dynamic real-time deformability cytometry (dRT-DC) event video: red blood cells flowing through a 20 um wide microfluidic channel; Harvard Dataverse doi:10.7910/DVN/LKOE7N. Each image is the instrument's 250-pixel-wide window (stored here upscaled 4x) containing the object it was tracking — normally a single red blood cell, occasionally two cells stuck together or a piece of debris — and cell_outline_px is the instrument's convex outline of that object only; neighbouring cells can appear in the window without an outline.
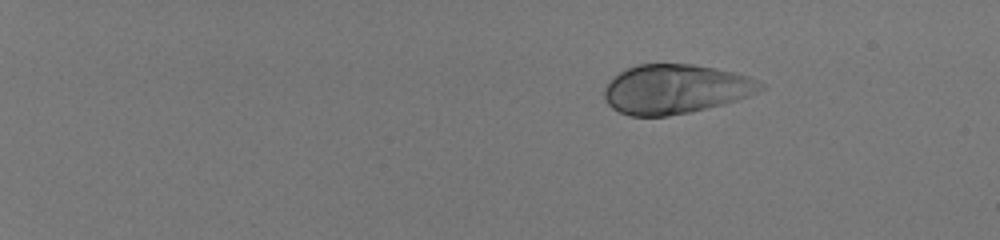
{"species": "human", "species_latin": "Homo sapiens", "temperature_condition": "room temperature", "stored_images_in_passage": 47, "camera_frame_rate_fps": 3000, "um_per_image_px": 0.085, "donor": {"sex": "male"}, "frame": {"image": 1, "passage_image": 1, "time_ms": 0.0, "image_size_px": [1000, 240], "cell_outline_px": [[764, 88], [748, 96], [736, 100], [688, 112], [668, 116], [628, 116], [612, 108], [608, 104], [604, 96], [604, 88], [620, 72], [628, 68], [640, 64], [692, 64], [716, 68], [748, 76], [764, 84]], "centroid_in_image_um": [57.4, 7.57], "position_along_channel_um": 27.6, "area_um2": 44.39}}
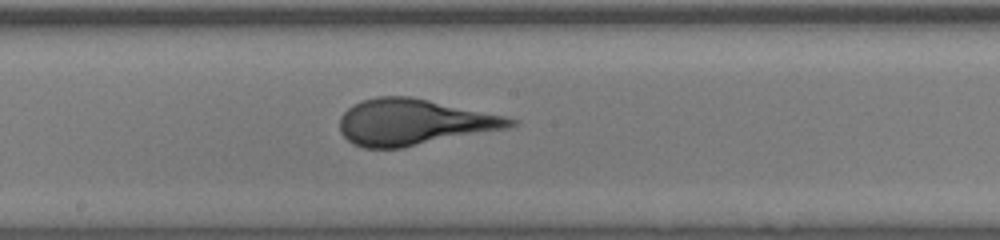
{"frame": {"image": 2, "passage_image": 27, "time_ms": 8.667, "image_size_px": [1000, 240], "cell_outline_px": [[520, 124], [508, 128], [404, 148], [364, 148], [352, 144], [340, 132], [340, 116], [352, 104], [360, 100], [376, 96], [408, 96], [428, 100], [504, 116], [520, 120]], "centroid_in_image_um": [35.15, 10.39], "position_along_channel_um": 213.0, "area_um2": 45.95}}
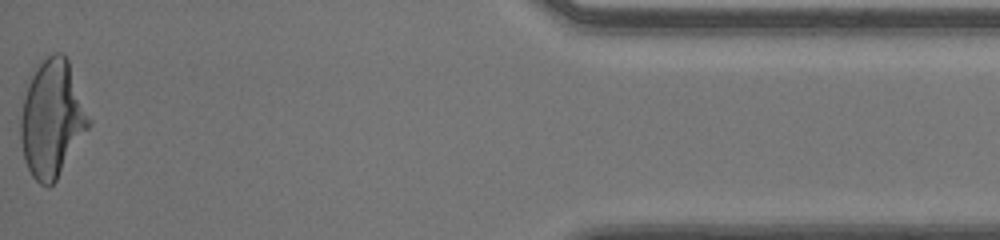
{"frame": {"image": 3, "passage_image": 47, "time_ms": 15.333, "image_size_px": [1000, 240], "cell_outline_px": [[92, 124], [56, 180], [48, 188], [40, 184], [32, 176], [24, 160], [20, 140], [20, 116], [24, 96], [32, 68], [52, 52], [60, 52], [68, 60], [92, 120]], "centroid_in_image_um": [4.42, 10.08], "position_along_channel_um": 430.8, "area_um2": 47.05}}